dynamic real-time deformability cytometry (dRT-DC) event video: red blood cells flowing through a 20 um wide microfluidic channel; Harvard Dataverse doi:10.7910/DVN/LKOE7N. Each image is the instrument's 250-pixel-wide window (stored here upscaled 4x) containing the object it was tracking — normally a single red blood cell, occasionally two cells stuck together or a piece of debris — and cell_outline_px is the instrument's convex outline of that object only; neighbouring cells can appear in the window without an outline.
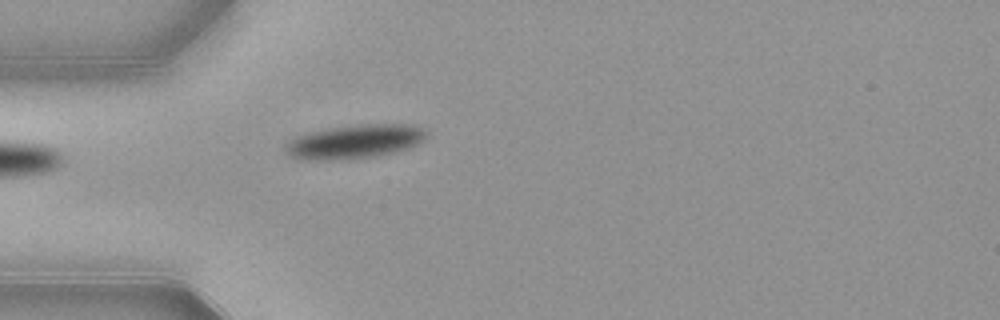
{"species": "common noctule bat (a hibernating species)", "species_latin": "Nyctalus noctula", "temperature_condition": "warm", "stored_images_in_passage": 39, "camera_frame_rate_fps": 3000, "um_per_image_px": 0.085, "animal": {"sex": "female", "body_mass_g": 21.9}, "frame": {"image": 1, "passage_image": 1, "time_ms": 0.0, "image_size_px": [1000, 320], "cell_outline_px": [[428, 136], [424, 140], [408, 148], [376, 156], [348, 160], [300, 160], [288, 156], [284, 152], [284, 144], [288, 140], [304, 132], [328, 128], [360, 124], [412, 124], [428, 132]], "centroid_in_image_um": [30.06, 12.04], "position_along_channel_um": 54.9, "area_um2": 28.5}}
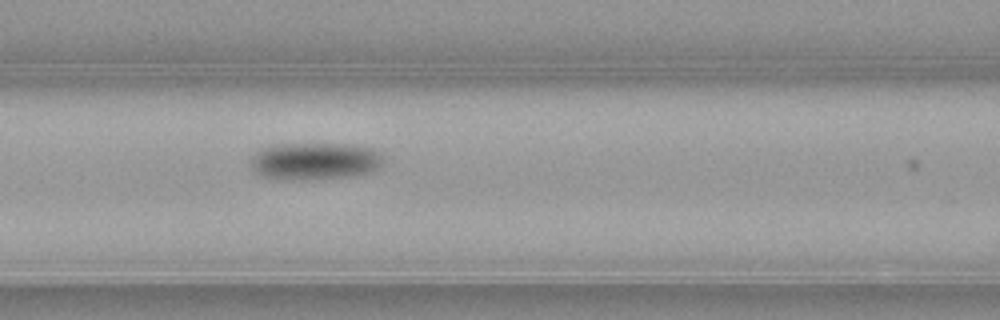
{"frame": {"image": 2, "passage_image": 8, "time_ms": 2.333, "image_size_px": [1000, 320], "cell_outline_px": [[384, 160], [372, 172], [356, 176], [316, 180], [276, 180], [252, 172], [252, 156], [260, 148], [272, 144], [348, 144], [372, 148], [380, 152]], "centroid_in_image_um": [26.74, 13.71], "position_along_channel_um": 139.9, "area_um2": 29.48}}
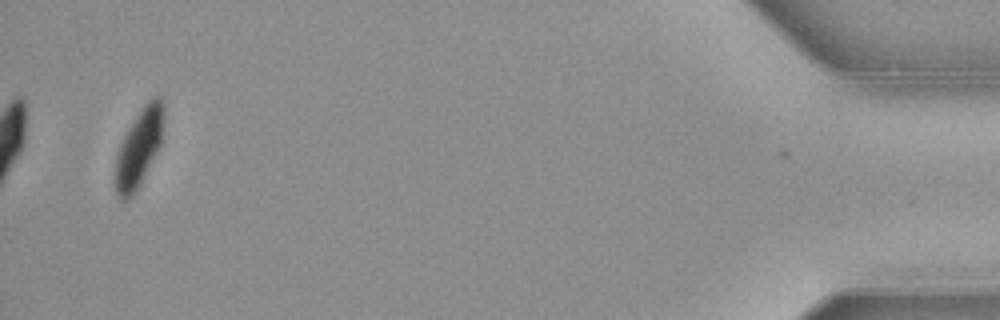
{"frame": {"image": 3, "passage_image": 37, "time_ms": 12.0, "image_size_px": [1000, 320], "cell_outline_px": [[164, 116], [160, 148], [140, 184], [132, 196], [128, 200], [120, 200], [116, 196], [116, 152], [128, 128], [140, 108], [152, 96], [160, 96], [164, 104]], "centroid_in_image_um": [11.83, 12.54], "position_along_channel_um": 423.4, "area_um2": 22.14}, "authors_computed_cell_mechanics": {"area_um2": 28.0908, "velocity_mm_per_s": 3.8621, "shape_relaxation_time_tau1_ms": 3.4311, "shape_relaxation_time_tau2_ms": null, "deformation_change_tau1": 0.1142, "deformation_change_tau2": null}}